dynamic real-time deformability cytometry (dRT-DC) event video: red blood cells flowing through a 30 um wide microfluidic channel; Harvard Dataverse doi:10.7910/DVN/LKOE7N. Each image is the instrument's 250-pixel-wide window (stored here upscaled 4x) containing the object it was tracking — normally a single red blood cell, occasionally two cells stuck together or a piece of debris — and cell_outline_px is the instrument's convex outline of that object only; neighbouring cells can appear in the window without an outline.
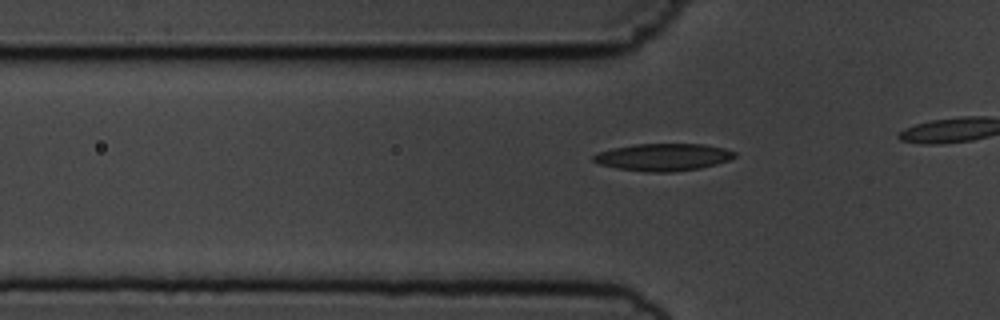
{"species": "common noctule bat (a hibernating species)", "species_latin": "Nyctalus noctula", "temperature_condition": "cold", "stored_images_in_passage": 21, "camera_frame_rate_fps": 3000, "um_per_image_px": 0.085, "animal": {"sex": "male", "body_mass_g": 19.5, "forearm_length_mm": 54.6}, "frame": {"image": 1, "passage_image": 15, "time_ms": 4.667, "image_size_px": [1000, 320], "cell_outline_px": [[736, 156], [728, 160], [716, 164], [700, 168], [672, 172], [648, 172], [620, 168], [600, 164], [592, 160], [592, 156], [600, 152], [612, 148], [636, 144], [704, 144], [724, 148], [736, 152]], "centroid_in_image_um": [56.4, 13.35], "position_along_channel_um": 69.4, "area_um2": 22.25}}